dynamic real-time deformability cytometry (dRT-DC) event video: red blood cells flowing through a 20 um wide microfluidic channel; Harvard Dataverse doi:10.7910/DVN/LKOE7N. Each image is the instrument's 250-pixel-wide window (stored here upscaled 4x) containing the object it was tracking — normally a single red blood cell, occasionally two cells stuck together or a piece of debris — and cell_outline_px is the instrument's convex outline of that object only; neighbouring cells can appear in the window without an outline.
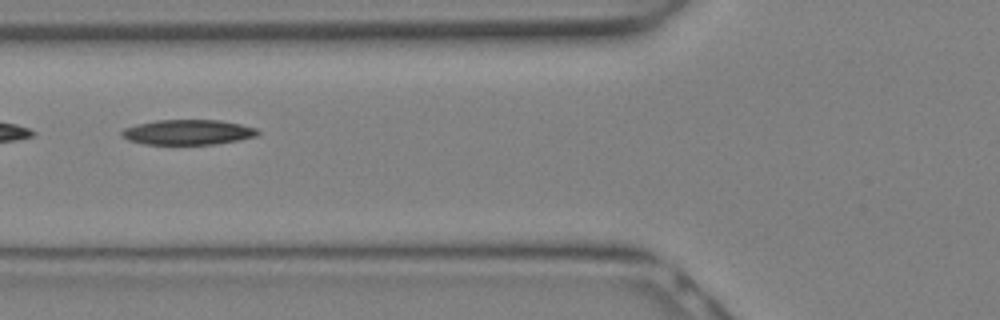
{"species": "Egyptian fruit bat (a non-hibernating species)", "species_latin": "Rousettus aegyptiacus", "temperature_condition": "warm", "stored_images_in_passage": 19, "segment_of_instrument_passage": [2, 2], "camera_frame_rate_fps": 3000, "um_per_image_px": 0.085, "animal": {"sex": "female"}, "frame": {"image": 1, "passage_image": 11, "time_ms": 3.333, "image_size_px": [1000, 320], "cell_outline_px": [[260, 132], [256, 136], [216, 144], [144, 144], [128, 140], [120, 132], [124, 128], [136, 124], [156, 120], [220, 120], [240, 124], [256, 128]], "centroid_in_image_um": [15.96, 11.23], "position_along_channel_um": 109.8, "area_um2": 19.77}}
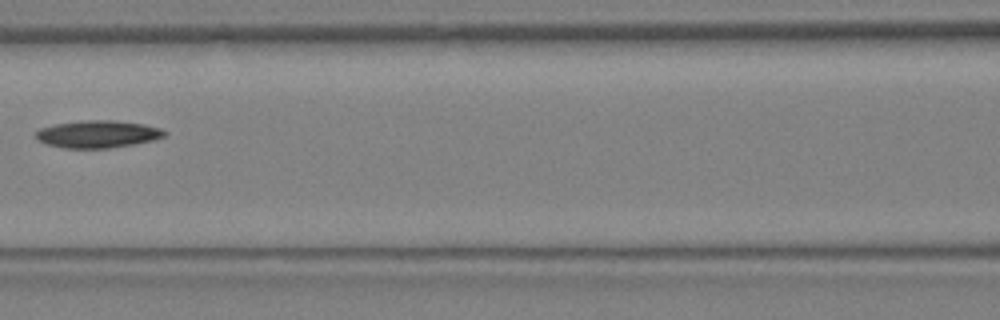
{"frame": {"image": 2, "passage_image": 13, "time_ms": 4.0, "image_size_px": [1000, 320], "cell_outline_px": [[168, 132], [164, 136], [152, 140], [132, 144], [108, 148], [64, 148], [44, 144], [36, 140], [36, 132], [40, 128], [56, 124], [84, 120], [116, 120], [144, 124], [160, 128]], "centroid_in_image_um": [8.28, 11.4], "position_along_channel_um": 158.3, "area_um2": 20.52}}
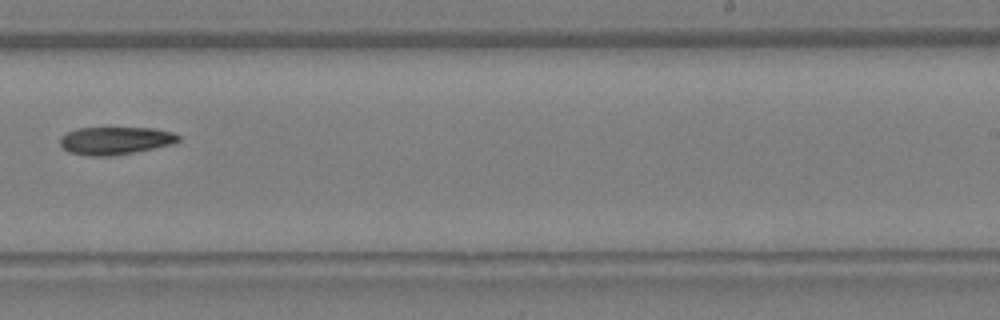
{"frame": {"image": 3, "passage_image": 18, "time_ms": 5.667, "image_size_px": [1000, 320], "cell_outline_px": [[180, 140], [172, 144], [136, 152], [108, 156], [88, 156], [68, 152], [60, 144], [60, 136], [68, 132], [80, 128], [152, 128], [172, 132], [180, 136]], "centroid_in_image_um": [9.8, 11.96], "position_along_channel_um": 279.2, "area_um2": 19.07}}